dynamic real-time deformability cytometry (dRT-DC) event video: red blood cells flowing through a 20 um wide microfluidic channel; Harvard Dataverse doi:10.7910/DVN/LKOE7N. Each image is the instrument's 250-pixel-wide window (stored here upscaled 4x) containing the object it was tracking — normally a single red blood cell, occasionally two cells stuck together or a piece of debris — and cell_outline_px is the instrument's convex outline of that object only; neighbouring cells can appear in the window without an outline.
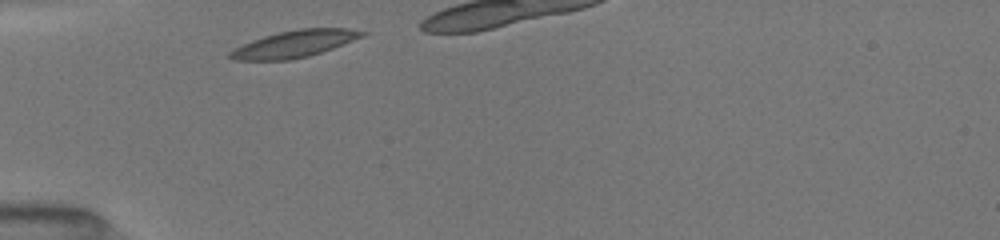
{"species": "common noctule bat (a hibernating species)", "species_latin": "Nyctalus noctula", "temperature_condition": "room temperature", "stored_images_in_passage": 4, "camera_frame_rate_fps": 3000, "um_per_image_px": 0.085, "animal": {"sex": "female", "body_mass_g": 19.5, "forearm_length_mm": 54.1}, "frame": {"image": 1, "passage_image": 1, "time_ms": 0.0, "image_size_px": [1000, 240], "cell_outline_px": [[368, 32], [364, 36], [332, 48], [308, 56], [292, 60], [232, 60], [228, 56], [228, 52], [252, 40], [276, 32], [300, 28], [348, 28]], "centroid_in_image_um": [25.02, 3.72], "position_along_channel_um": 60.0, "area_um2": 20.63}}
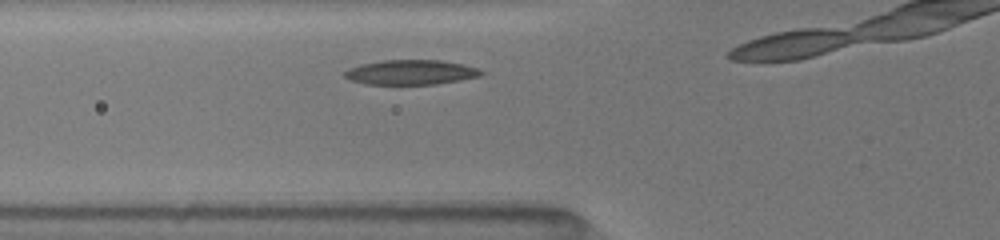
{"frame": {"image": 2, "passage_image": 2, "time_ms": 1.0, "image_size_px": [1000, 240], "cell_outline_px": [[484, 72], [480, 76], [460, 80], [436, 84], [400, 88], [364, 84], [352, 80], [344, 76], [344, 72], [348, 68], [360, 64], [384, 60], [440, 60], [464, 64], [476, 68]], "centroid_in_image_um": [34.87, 6.19], "position_along_channel_um": 90.9, "area_um2": 20.69}}